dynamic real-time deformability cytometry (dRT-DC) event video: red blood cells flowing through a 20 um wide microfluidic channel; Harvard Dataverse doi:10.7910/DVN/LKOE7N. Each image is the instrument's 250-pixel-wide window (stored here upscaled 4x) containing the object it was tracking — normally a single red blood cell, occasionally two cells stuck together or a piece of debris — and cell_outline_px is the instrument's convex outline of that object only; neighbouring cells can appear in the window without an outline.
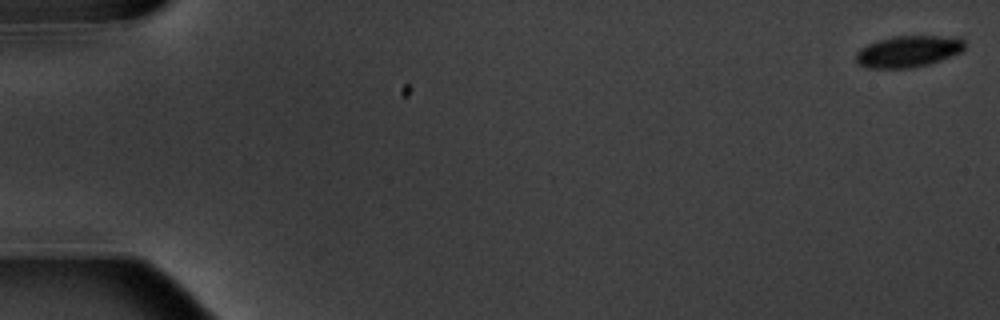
{"species": "common noctule bat (a hibernating species)", "species_latin": "Nyctalus noctula", "temperature_condition": "warm", "stored_images_in_passage": 6, "camera_frame_rate_fps": 3000, "um_per_image_px": 0.085, "animal": {"sex": "male", "body_mass_g": 20.1, "forearm_length_mm": 53.5}, "frame": {"image": 1, "passage_image": 1, "time_ms": 0.0, "image_size_px": [1000, 320], "cell_outline_px": [[964, 48], [960, 52], [940, 60], [928, 64], [912, 68], [868, 68], [860, 64], [856, 60], [856, 52], [860, 48], [868, 44], [880, 40], [896, 36], [936, 36], [964, 40]], "centroid_in_image_um": [77.15, 4.38], "position_along_channel_um": 7.8, "area_um2": 19.54}}
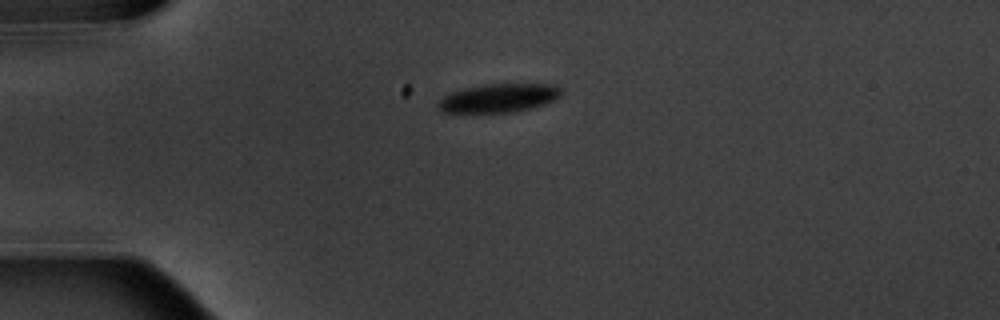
{"frame": {"image": 2, "passage_image": 5, "time_ms": 4.667, "image_size_px": [1000, 320], "cell_outline_px": [[560, 96], [544, 104], [512, 112], [444, 112], [436, 108], [436, 104], [448, 92], [464, 88], [484, 84], [556, 84], [560, 88]], "centroid_in_image_um": [42.33, 8.32], "position_along_channel_um": 42.7, "area_um2": 20.4}}